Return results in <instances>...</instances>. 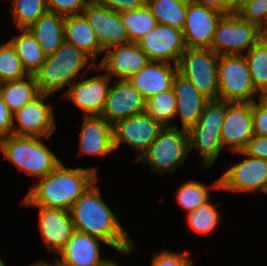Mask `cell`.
<instances>
[{
  "instance_id": "6da1fadb",
  "label": "cell",
  "mask_w": 267,
  "mask_h": 266,
  "mask_svg": "<svg viewBox=\"0 0 267 266\" xmlns=\"http://www.w3.org/2000/svg\"><path fill=\"white\" fill-rule=\"evenodd\" d=\"M94 185L75 201L70 210L74 229L102 239L119 252L129 253L132 241L101 199L99 187Z\"/></svg>"
},
{
  "instance_id": "7a4b0ae2",
  "label": "cell",
  "mask_w": 267,
  "mask_h": 266,
  "mask_svg": "<svg viewBox=\"0 0 267 266\" xmlns=\"http://www.w3.org/2000/svg\"><path fill=\"white\" fill-rule=\"evenodd\" d=\"M97 180L95 168L68 169L61 162L33 187L23 204L70 211L75 201Z\"/></svg>"
},
{
  "instance_id": "3957f363",
  "label": "cell",
  "mask_w": 267,
  "mask_h": 266,
  "mask_svg": "<svg viewBox=\"0 0 267 266\" xmlns=\"http://www.w3.org/2000/svg\"><path fill=\"white\" fill-rule=\"evenodd\" d=\"M91 59L73 44L64 41L34 74L40 93L52 95L67 85Z\"/></svg>"
},
{
  "instance_id": "277c9868",
  "label": "cell",
  "mask_w": 267,
  "mask_h": 266,
  "mask_svg": "<svg viewBox=\"0 0 267 266\" xmlns=\"http://www.w3.org/2000/svg\"><path fill=\"white\" fill-rule=\"evenodd\" d=\"M38 139L39 137L11 134L0 139V149L15 166L41 179L61 161Z\"/></svg>"
},
{
  "instance_id": "5b68a950",
  "label": "cell",
  "mask_w": 267,
  "mask_h": 266,
  "mask_svg": "<svg viewBox=\"0 0 267 266\" xmlns=\"http://www.w3.org/2000/svg\"><path fill=\"white\" fill-rule=\"evenodd\" d=\"M226 115V101L209 100L201 117L188 130L189 146L200 151L203 164L210 168L223 148L221 129Z\"/></svg>"
},
{
  "instance_id": "8992f818",
  "label": "cell",
  "mask_w": 267,
  "mask_h": 266,
  "mask_svg": "<svg viewBox=\"0 0 267 266\" xmlns=\"http://www.w3.org/2000/svg\"><path fill=\"white\" fill-rule=\"evenodd\" d=\"M190 151L188 130L179 131L176 125L163 126L158 137L137 161L144 160L153 166V172L170 173L184 163Z\"/></svg>"
},
{
  "instance_id": "52a82bcc",
  "label": "cell",
  "mask_w": 267,
  "mask_h": 266,
  "mask_svg": "<svg viewBox=\"0 0 267 266\" xmlns=\"http://www.w3.org/2000/svg\"><path fill=\"white\" fill-rule=\"evenodd\" d=\"M211 48H188L182 53L178 72L209 100L218 99V60Z\"/></svg>"
},
{
  "instance_id": "ba28073f",
  "label": "cell",
  "mask_w": 267,
  "mask_h": 266,
  "mask_svg": "<svg viewBox=\"0 0 267 266\" xmlns=\"http://www.w3.org/2000/svg\"><path fill=\"white\" fill-rule=\"evenodd\" d=\"M218 99L252 103L256 91L247 62L240 55H219Z\"/></svg>"
},
{
  "instance_id": "9c48e42d",
  "label": "cell",
  "mask_w": 267,
  "mask_h": 266,
  "mask_svg": "<svg viewBox=\"0 0 267 266\" xmlns=\"http://www.w3.org/2000/svg\"><path fill=\"white\" fill-rule=\"evenodd\" d=\"M261 39V29L241 19L236 13L224 14L216 26L211 49L217 55H240Z\"/></svg>"
},
{
  "instance_id": "30bf717a",
  "label": "cell",
  "mask_w": 267,
  "mask_h": 266,
  "mask_svg": "<svg viewBox=\"0 0 267 266\" xmlns=\"http://www.w3.org/2000/svg\"><path fill=\"white\" fill-rule=\"evenodd\" d=\"M244 156V161L228 169L211 188L238 192H260L267 179V161L248 155L245 151L236 152Z\"/></svg>"
},
{
  "instance_id": "8fae6325",
  "label": "cell",
  "mask_w": 267,
  "mask_h": 266,
  "mask_svg": "<svg viewBox=\"0 0 267 266\" xmlns=\"http://www.w3.org/2000/svg\"><path fill=\"white\" fill-rule=\"evenodd\" d=\"M82 15L93 29L104 52L111 47L130 42L120 13L89 2Z\"/></svg>"
},
{
  "instance_id": "7c38bea8",
  "label": "cell",
  "mask_w": 267,
  "mask_h": 266,
  "mask_svg": "<svg viewBox=\"0 0 267 266\" xmlns=\"http://www.w3.org/2000/svg\"><path fill=\"white\" fill-rule=\"evenodd\" d=\"M136 43L151 61L169 62L172 59L174 65H178L186 49L182 30L160 24Z\"/></svg>"
},
{
  "instance_id": "4fadbf2b",
  "label": "cell",
  "mask_w": 267,
  "mask_h": 266,
  "mask_svg": "<svg viewBox=\"0 0 267 266\" xmlns=\"http://www.w3.org/2000/svg\"><path fill=\"white\" fill-rule=\"evenodd\" d=\"M254 135L252 103L227 102L221 129L223 148L233 152L244 151Z\"/></svg>"
},
{
  "instance_id": "5bb4252c",
  "label": "cell",
  "mask_w": 267,
  "mask_h": 266,
  "mask_svg": "<svg viewBox=\"0 0 267 266\" xmlns=\"http://www.w3.org/2000/svg\"><path fill=\"white\" fill-rule=\"evenodd\" d=\"M224 14L190 0L183 26V37L188 48H210L216 26Z\"/></svg>"
},
{
  "instance_id": "9a60e30c",
  "label": "cell",
  "mask_w": 267,
  "mask_h": 266,
  "mask_svg": "<svg viewBox=\"0 0 267 266\" xmlns=\"http://www.w3.org/2000/svg\"><path fill=\"white\" fill-rule=\"evenodd\" d=\"M49 96L50 94L40 93L12 115L13 134L39 138L51 136L56 126L51 105L44 103V99ZM14 116L19 123V128L14 125Z\"/></svg>"
},
{
  "instance_id": "2e32d148",
  "label": "cell",
  "mask_w": 267,
  "mask_h": 266,
  "mask_svg": "<svg viewBox=\"0 0 267 266\" xmlns=\"http://www.w3.org/2000/svg\"><path fill=\"white\" fill-rule=\"evenodd\" d=\"M146 100L128 80H119L115 87H110L101 116L115 125L125 118L145 113Z\"/></svg>"
},
{
  "instance_id": "e0dca14e",
  "label": "cell",
  "mask_w": 267,
  "mask_h": 266,
  "mask_svg": "<svg viewBox=\"0 0 267 266\" xmlns=\"http://www.w3.org/2000/svg\"><path fill=\"white\" fill-rule=\"evenodd\" d=\"M163 126L151 119L146 113L131 116L113 125L114 149L121 141L138 149L141 157L150 144L158 137Z\"/></svg>"
},
{
  "instance_id": "ac0fdd59",
  "label": "cell",
  "mask_w": 267,
  "mask_h": 266,
  "mask_svg": "<svg viewBox=\"0 0 267 266\" xmlns=\"http://www.w3.org/2000/svg\"><path fill=\"white\" fill-rule=\"evenodd\" d=\"M105 52L99 68L109 72L107 75L110 77L116 75L120 80H128L151 61L136 42L117 45Z\"/></svg>"
},
{
  "instance_id": "d6986e66",
  "label": "cell",
  "mask_w": 267,
  "mask_h": 266,
  "mask_svg": "<svg viewBox=\"0 0 267 266\" xmlns=\"http://www.w3.org/2000/svg\"><path fill=\"white\" fill-rule=\"evenodd\" d=\"M111 77L107 74L90 77L73 85L65 93V97L85 111V116H101Z\"/></svg>"
},
{
  "instance_id": "ffe728a7",
  "label": "cell",
  "mask_w": 267,
  "mask_h": 266,
  "mask_svg": "<svg viewBox=\"0 0 267 266\" xmlns=\"http://www.w3.org/2000/svg\"><path fill=\"white\" fill-rule=\"evenodd\" d=\"M39 227L44 243L58 253L75 231L70 211L60 208L39 207Z\"/></svg>"
},
{
  "instance_id": "44dd1931",
  "label": "cell",
  "mask_w": 267,
  "mask_h": 266,
  "mask_svg": "<svg viewBox=\"0 0 267 266\" xmlns=\"http://www.w3.org/2000/svg\"><path fill=\"white\" fill-rule=\"evenodd\" d=\"M178 72V65L170 62L150 61L128 81L146 98L173 88V80Z\"/></svg>"
},
{
  "instance_id": "7402d4cb",
  "label": "cell",
  "mask_w": 267,
  "mask_h": 266,
  "mask_svg": "<svg viewBox=\"0 0 267 266\" xmlns=\"http://www.w3.org/2000/svg\"><path fill=\"white\" fill-rule=\"evenodd\" d=\"M173 89L177 104L176 114H180L182 129L189 130L201 117L209 99L179 72L174 77Z\"/></svg>"
},
{
  "instance_id": "603a6c76",
  "label": "cell",
  "mask_w": 267,
  "mask_h": 266,
  "mask_svg": "<svg viewBox=\"0 0 267 266\" xmlns=\"http://www.w3.org/2000/svg\"><path fill=\"white\" fill-rule=\"evenodd\" d=\"M99 240L87 233L74 231L66 245L58 252L61 254L59 260L67 266H98L105 259H101L99 251Z\"/></svg>"
},
{
  "instance_id": "cb8c5ba5",
  "label": "cell",
  "mask_w": 267,
  "mask_h": 266,
  "mask_svg": "<svg viewBox=\"0 0 267 266\" xmlns=\"http://www.w3.org/2000/svg\"><path fill=\"white\" fill-rule=\"evenodd\" d=\"M80 131L81 153L99 156L114 150L113 125L102 116H85Z\"/></svg>"
},
{
  "instance_id": "d4e9b609",
  "label": "cell",
  "mask_w": 267,
  "mask_h": 266,
  "mask_svg": "<svg viewBox=\"0 0 267 266\" xmlns=\"http://www.w3.org/2000/svg\"><path fill=\"white\" fill-rule=\"evenodd\" d=\"M64 37L66 42L73 44L92 59L89 69L92 67L93 70H96L97 66L94 61L97 54L104 51L101 49L93 29L82 14L65 17Z\"/></svg>"
},
{
  "instance_id": "484cf974",
  "label": "cell",
  "mask_w": 267,
  "mask_h": 266,
  "mask_svg": "<svg viewBox=\"0 0 267 266\" xmlns=\"http://www.w3.org/2000/svg\"><path fill=\"white\" fill-rule=\"evenodd\" d=\"M64 22V16L47 11L27 28L46 56L53 54L65 41Z\"/></svg>"
},
{
  "instance_id": "4316f807",
  "label": "cell",
  "mask_w": 267,
  "mask_h": 266,
  "mask_svg": "<svg viewBox=\"0 0 267 266\" xmlns=\"http://www.w3.org/2000/svg\"><path fill=\"white\" fill-rule=\"evenodd\" d=\"M0 94L10 112L14 114L37 97L40 92L37 87L35 76L28 75L23 79L1 83Z\"/></svg>"
},
{
  "instance_id": "83f0119b",
  "label": "cell",
  "mask_w": 267,
  "mask_h": 266,
  "mask_svg": "<svg viewBox=\"0 0 267 266\" xmlns=\"http://www.w3.org/2000/svg\"><path fill=\"white\" fill-rule=\"evenodd\" d=\"M20 31L22 34L12 37L9 42L14 47L27 73L34 75L45 62L46 55L35 37L27 29Z\"/></svg>"
},
{
  "instance_id": "f1b7e54d",
  "label": "cell",
  "mask_w": 267,
  "mask_h": 266,
  "mask_svg": "<svg viewBox=\"0 0 267 266\" xmlns=\"http://www.w3.org/2000/svg\"><path fill=\"white\" fill-rule=\"evenodd\" d=\"M190 0H147L157 24L182 30Z\"/></svg>"
},
{
  "instance_id": "f546056e",
  "label": "cell",
  "mask_w": 267,
  "mask_h": 266,
  "mask_svg": "<svg viewBox=\"0 0 267 266\" xmlns=\"http://www.w3.org/2000/svg\"><path fill=\"white\" fill-rule=\"evenodd\" d=\"M254 87L260 96L267 93V42L262 38L244 56Z\"/></svg>"
},
{
  "instance_id": "4dcf8cb0",
  "label": "cell",
  "mask_w": 267,
  "mask_h": 266,
  "mask_svg": "<svg viewBox=\"0 0 267 266\" xmlns=\"http://www.w3.org/2000/svg\"><path fill=\"white\" fill-rule=\"evenodd\" d=\"M130 42H137L157 25L156 19L145 4L136 10L120 13Z\"/></svg>"
},
{
  "instance_id": "1f68e13d",
  "label": "cell",
  "mask_w": 267,
  "mask_h": 266,
  "mask_svg": "<svg viewBox=\"0 0 267 266\" xmlns=\"http://www.w3.org/2000/svg\"><path fill=\"white\" fill-rule=\"evenodd\" d=\"M176 108V96L172 88L147 99L145 113L162 126H172L169 120L176 116Z\"/></svg>"
},
{
  "instance_id": "d6a6232c",
  "label": "cell",
  "mask_w": 267,
  "mask_h": 266,
  "mask_svg": "<svg viewBox=\"0 0 267 266\" xmlns=\"http://www.w3.org/2000/svg\"><path fill=\"white\" fill-rule=\"evenodd\" d=\"M28 75L12 44L8 41L0 45V84L23 79Z\"/></svg>"
},
{
  "instance_id": "836d02e7",
  "label": "cell",
  "mask_w": 267,
  "mask_h": 266,
  "mask_svg": "<svg viewBox=\"0 0 267 266\" xmlns=\"http://www.w3.org/2000/svg\"><path fill=\"white\" fill-rule=\"evenodd\" d=\"M14 22L19 29H27L39 17L45 14L47 10L46 0H13Z\"/></svg>"
},
{
  "instance_id": "e575fe53",
  "label": "cell",
  "mask_w": 267,
  "mask_h": 266,
  "mask_svg": "<svg viewBox=\"0 0 267 266\" xmlns=\"http://www.w3.org/2000/svg\"><path fill=\"white\" fill-rule=\"evenodd\" d=\"M209 197L207 186L196 181L185 182L177 192L178 203L188 212L194 211L201 204L207 203L210 199Z\"/></svg>"
},
{
  "instance_id": "d590c367",
  "label": "cell",
  "mask_w": 267,
  "mask_h": 266,
  "mask_svg": "<svg viewBox=\"0 0 267 266\" xmlns=\"http://www.w3.org/2000/svg\"><path fill=\"white\" fill-rule=\"evenodd\" d=\"M215 207L208 201L196 210L188 212L187 221L193 230L199 233H209L216 228L219 216Z\"/></svg>"
},
{
  "instance_id": "8d00e7d4",
  "label": "cell",
  "mask_w": 267,
  "mask_h": 266,
  "mask_svg": "<svg viewBox=\"0 0 267 266\" xmlns=\"http://www.w3.org/2000/svg\"><path fill=\"white\" fill-rule=\"evenodd\" d=\"M236 14L261 29L267 22V0H240Z\"/></svg>"
},
{
  "instance_id": "74e56055",
  "label": "cell",
  "mask_w": 267,
  "mask_h": 266,
  "mask_svg": "<svg viewBox=\"0 0 267 266\" xmlns=\"http://www.w3.org/2000/svg\"><path fill=\"white\" fill-rule=\"evenodd\" d=\"M88 3L89 0H46L47 10L49 12L64 17L81 15Z\"/></svg>"
},
{
  "instance_id": "f35d334b",
  "label": "cell",
  "mask_w": 267,
  "mask_h": 266,
  "mask_svg": "<svg viewBox=\"0 0 267 266\" xmlns=\"http://www.w3.org/2000/svg\"><path fill=\"white\" fill-rule=\"evenodd\" d=\"M258 97V104L255 100L252 102L254 134L267 136V100L260 95Z\"/></svg>"
},
{
  "instance_id": "ab89813d",
  "label": "cell",
  "mask_w": 267,
  "mask_h": 266,
  "mask_svg": "<svg viewBox=\"0 0 267 266\" xmlns=\"http://www.w3.org/2000/svg\"><path fill=\"white\" fill-rule=\"evenodd\" d=\"M151 266H192L191 255L188 252H162L154 257Z\"/></svg>"
},
{
  "instance_id": "60d3db41",
  "label": "cell",
  "mask_w": 267,
  "mask_h": 266,
  "mask_svg": "<svg viewBox=\"0 0 267 266\" xmlns=\"http://www.w3.org/2000/svg\"><path fill=\"white\" fill-rule=\"evenodd\" d=\"M147 0H89L90 3L107 7L118 13L136 10L143 7Z\"/></svg>"
},
{
  "instance_id": "b9f144b4",
  "label": "cell",
  "mask_w": 267,
  "mask_h": 266,
  "mask_svg": "<svg viewBox=\"0 0 267 266\" xmlns=\"http://www.w3.org/2000/svg\"><path fill=\"white\" fill-rule=\"evenodd\" d=\"M195 3L220 11L223 14L236 13L240 0H193Z\"/></svg>"
},
{
  "instance_id": "7bdbcfd3",
  "label": "cell",
  "mask_w": 267,
  "mask_h": 266,
  "mask_svg": "<svg viewBox=\"0 0 267 266\" xmlns=\"http://www.w3.org/2000/svg\"><path fill=\"white\" fill-rule=\"evenodd\" d=\"M244 151L250 156L267 161V136L254 134Z\"/></svg>"
},
{
  "instance_id": "ee69618b",
  "label": "cell",
  "mask_w": 267,
  "mask_h": 266,
  "mask_svg": "<svg viewBox=\"0 0 267 266\" xmlns=\"http://www.w3.org/2000/svg\"><path fill=\"white\" fill-rule=\"evenodd\" d=\"M13 114L0 94V139L13 134Z\"/></svg>"
},
{
  "instance_id": "f6af8a7d",
  "label": "cell",
  "mask_w": 267,
  "mask_h": 266,
  "mask_svg": "<svg viewBox=\"0 0 267 266\" xmlns=\"http://www.w3.org/2000/svg\"><path fill=\"white\" fill-rule=\"evenodd\" d=\"M261 38L267 42V22L266 24L261 28Z\"/></svg>"
},
{
  "instance_id": "bcb514c9",
  "label": "cell",
  "mask_w": 267,
  "mask_h": 266,
  "mask_svg": "<svg viewBox=\"0 0 267 266\" xmlns=\"http://www.w3.org/2000/svg\"><path fill=\"white\" fill-rule=\"evenodd\" d=\"M98 266H120L116 263H114L113 261L110 260H105L104 262H102L100 265Z\"/></svg>"
},
{
  "instance_id": "7dc6e473",
  "label": "cell",
  "mask_w": 267,
  "mask_h": 266,
  "mask_svg": "<svg viewBox=\"0 0 267 266\" xmlns=\"http://www.w3.org/2000/svg\"><path fill=\"white\" fill-rule=\"evenodd\" d=\"M32 266H56V259H55V265H53V264H49V263H45V262H39V263H35V264H33Z\"/></svg>"
},
{
  "instance_id": "c3c4849f",
  "label": "cell",
  "mask_w": 267,
  "mask_h": 266,
  "mask_svg": "<svg viewBox=\"0 0 267 266\" xmlns=\"http://www.w3.org/2000/svg\"><path fill=\"white\" fill-rule=\"evenodd\" d=\"M260 192H263V193L267 194V179L264 181V184H263Z\"/></svg>"
},
{
  "instance_id": "681fc988",
  "label": "cell",
  "mask_w": 267,
  "mask_h": 266,
  "mask_svg": "<svg viewBox=\"0 0 267 266\" xmlns=\"http://www.w3.org/2000/svg\"><path fill=\"white\" fill-rule=\"evenodd\" d=\"M56 266H67L59 261V259H56Z\"/></svg>"
},
{
  "instance_id": "f907efd6",
  "label": "cell",
  "mask_w": 267,
  "mask_h": 266,
  "mask_svg": "<svg viewBox=\"0 0 267 266\" xmlns=\"http://www.w3.org/2000/svg\"><path fill=\"white\" fill-rule=\"evenodd\" d=\"M263 98H264L265 100H267V93L263 96Z\"/></svg>"
}]
</instances>
